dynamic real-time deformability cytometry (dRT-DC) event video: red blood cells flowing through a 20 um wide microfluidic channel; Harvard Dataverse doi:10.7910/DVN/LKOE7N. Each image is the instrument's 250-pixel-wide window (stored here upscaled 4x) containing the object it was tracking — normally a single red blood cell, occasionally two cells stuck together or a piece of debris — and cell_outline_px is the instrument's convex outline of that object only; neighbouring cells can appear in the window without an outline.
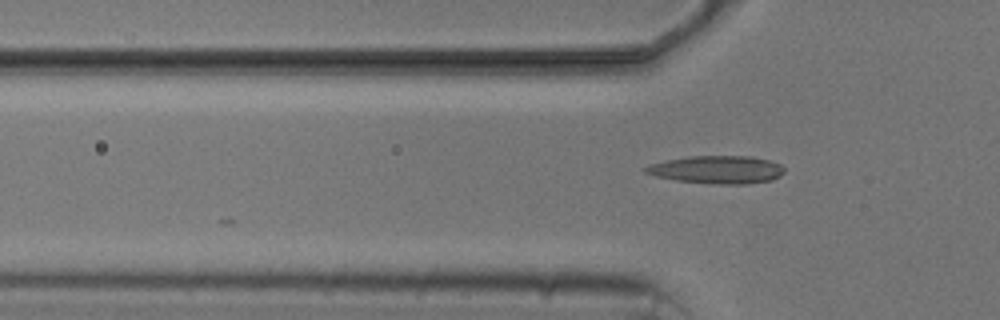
{"species": "common noctule bat (a hibernating species)", "species_latin": "Nyctalus noctula", "temperature_condition": "cold", "stored_images_in_passage": 4, "camera_frame_rate_fps": 3000, "um_per_image_px": 0.085, "animal": {"sex": "male", "body_mass_g": 20.5, "forearm_length_mm": 52.5}, "frame": {"image": 1, "passage_image": 2, "time_ms": 1.333, "image_size_px": [1000, 320], "cell_outline_px": [[784, 172], [780, 176], [772, 180], [748, 184], [712, 184], [676, 180], [656, 176], [644, 172], [644, 168], [648, 164], [688, 156], [752, 156], [768, 160], [780, 164], [784, 168]], "centroid_in_image_um": [60.96, 14.42], "position_along_channel_um": 64.8, "area_um2": 22.6}}
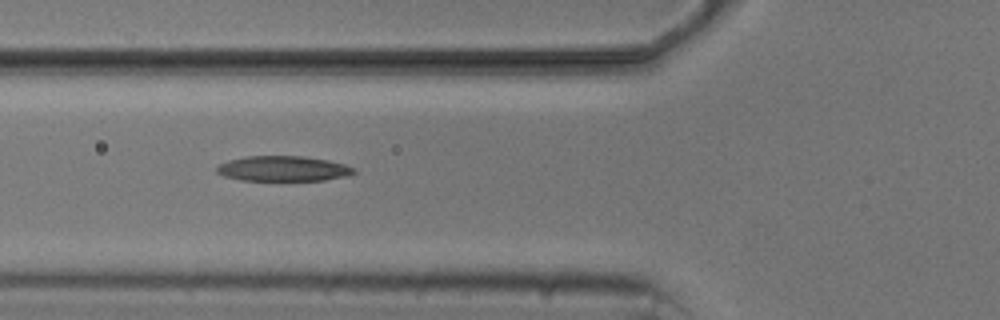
{"frame": {"image": 2, "passage_image": 3, "time_ms": 2.333, "image_size_px": [1000, 320], "cell_outline_px": [[356, 172], [352, 176], [324, 180], [240, 180], [224, 176], [216, 172], [216, 168], [220, 164], [228, 160], [244, 156], [304, 156], [328, 160], [344, 164], [356, 168]], "centroid_in_image_um": [24.11, 14.33], "position_along_channel_um": 101.7, "area_um2": 20.35}}
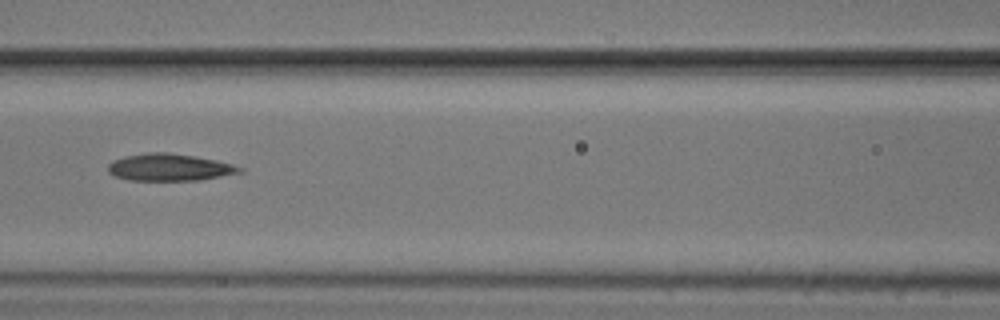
{"frame": {"image": 3, "passage_image": 4, "time_ms": 3.667, "image_size_px": [1000, 320], "cell_outline_px": [[244, 172], [200, 180], [128, 180], [112, 176], [108, 172], [108, 164], [112, 160], [124, 156], [148, 152], [168, 152], [196, 156], [216, 160], [232, 164], [244, 168]], "centroid_in_image_um": [14.39, 14.22], "position_along_channel_um": 152.2, "area_um2": 21.04}}